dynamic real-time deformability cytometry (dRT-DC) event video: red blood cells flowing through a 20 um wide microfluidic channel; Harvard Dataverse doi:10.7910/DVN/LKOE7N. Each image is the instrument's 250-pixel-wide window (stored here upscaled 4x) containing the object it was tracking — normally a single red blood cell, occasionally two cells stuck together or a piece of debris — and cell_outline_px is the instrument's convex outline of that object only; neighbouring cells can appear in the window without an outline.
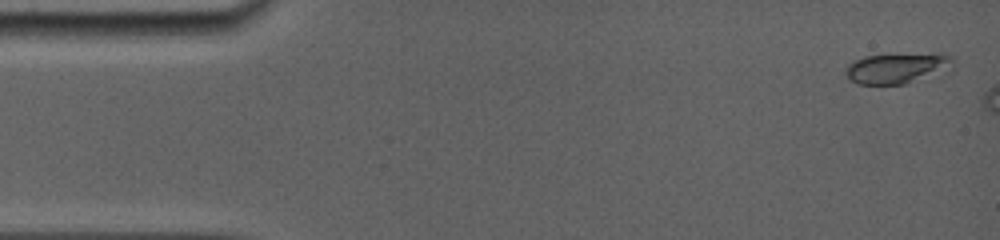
{"species": "common noctule bat (a hibernating species)", "species_latin": "Nyctalus noctula", "temperature_condition": "room temperature", "stored_images_in_passage": 5, "camera_frame_rate_fps": 5000, "um_per_image_px": 0.085, "animal": {"sex": "female", "body_mass_g": 19.0, "forearm_length_mm": 56.7}, "frame": {"image": 1, "passage_image": 1, "time_ms": 0.0, "image_size_px": [1000, 240], "cell_outline_px": [[952, 60], [948, 72], [904, 84], [856, 84], [848, 80], [844, 72], [844, 68], [852, 60], [864, 56], [936, 52], [944, 52], [952, 56]], "centroid_in_image_um": [76.26, 5.78], "position_along_channel_um": 8.7, "area_um2": 19.83}}